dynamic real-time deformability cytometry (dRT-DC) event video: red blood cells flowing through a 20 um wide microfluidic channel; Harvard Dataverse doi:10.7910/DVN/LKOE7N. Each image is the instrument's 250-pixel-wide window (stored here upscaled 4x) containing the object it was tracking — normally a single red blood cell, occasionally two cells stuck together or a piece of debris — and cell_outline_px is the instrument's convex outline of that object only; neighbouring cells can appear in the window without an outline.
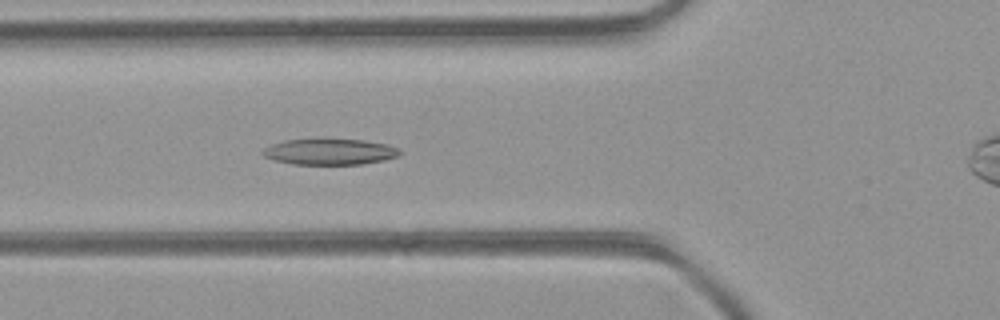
{"species": "common noctule bat (a hibernating species)", "species_latin": "Nyctalus noctula", "temperature_condition": "room temperature", "stored_images_in_passage": 42, "camera_frame_rate_fps": 3000, "um_per_image_px": 0.085, "animal": {"sex": "female", "body_mass_g": 21.9}, "frame": {"image": 1, "passage_image": 11, "time_ms": 3.333, "image_size_px": [1000, 320], "cell_outline_px": [[404, 152], [396, 156], [384, 160], [360, 164], [292, 164], [272, 160], [264, 156], [260, 152], [264, 148], [272, 144], [284, 140], [364, 140], [388, 144], [400, 148]], "centroid_in_image_um": [28.04, 12.91], "position_along_channel_um": 97.8, "area_um2": 20.63}}
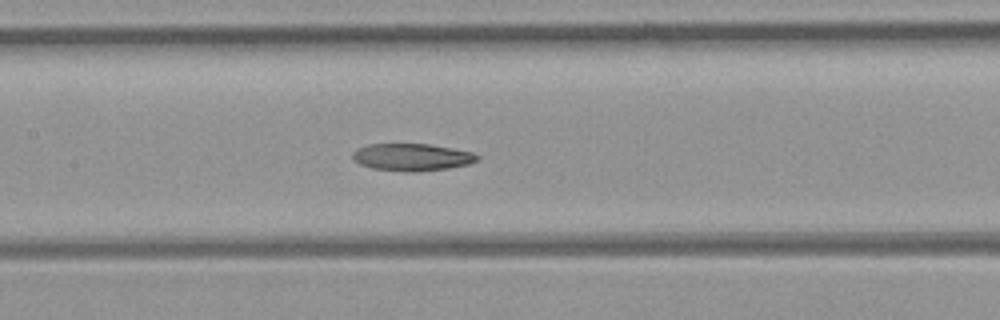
{"frame": {"image": 2, "passage_image": 16, "time_ms": 5.0, "image_size_px": [1000, 320], "cell_outline_px": [[480, 160], [468, 164], [448, 168], [416, 172], [404, 172], [372, 168], [360, 164], [352, 160], [352, 152], [356, 148], [368, 144], [428, 144], [452, 148], [472, 152], [480, 156]], "centroid_in_image_um": [34.99, 13.36], "position_along_channel_um": 172.4, "area_um2": 20.0}}
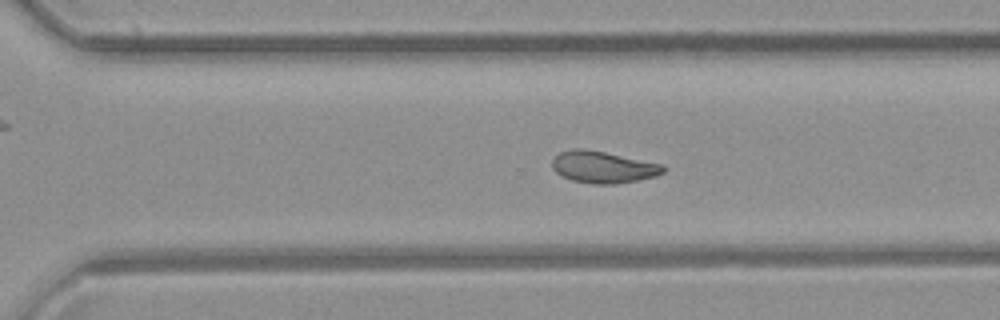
{"frame": {"image": 3, "passage_image": 26, "time_ms": 8.333, "image_size_px": [1000, 320], "cell_outline_px": [[668, 168], [664, 172], [656, 176], [616, 184], [592, 184], [572, 180], [560, 176], [552, 168], [552, 160], [560, 152], [572, 148], [584, 148], [664, 164]], "centroid_in_image_um": [51.27, 14.2], "position_along_channel_um": 319.3, "area_um2": 20.75}, "authors_computed_cell_mechanics": {"area_um2": 21.0103, "velocity_mm_per_s": 4.4214, "shape_relaxation_time_tau1_ms": null, "shape_relaxation_time_tau2_ms": 3.2307, "deformation_change_tau1": null, "deformation_change_tau2": 0.0879}}